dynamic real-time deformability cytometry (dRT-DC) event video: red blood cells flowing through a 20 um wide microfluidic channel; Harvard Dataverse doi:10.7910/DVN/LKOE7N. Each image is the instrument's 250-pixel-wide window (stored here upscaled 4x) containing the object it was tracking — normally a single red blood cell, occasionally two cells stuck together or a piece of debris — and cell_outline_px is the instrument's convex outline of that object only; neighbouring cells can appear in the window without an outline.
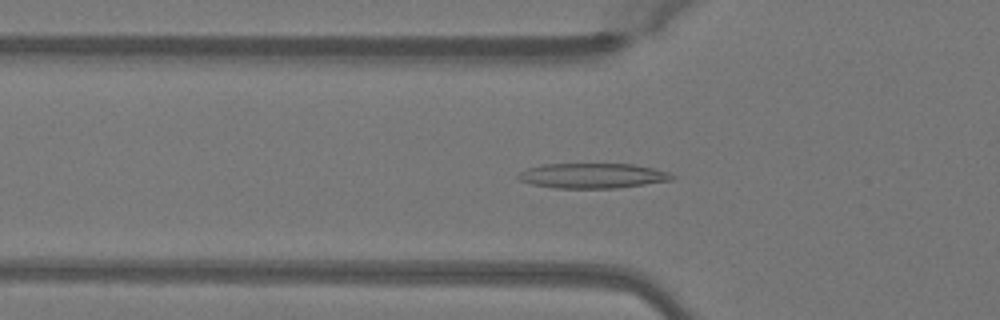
{"species": "Egyptian fruit bat (a non-hibernating species)", "species_latin": "Rousettus aegyptiacus", "temperature_condition": "warm", "stored_images_in_passage": 49, "camera_frame_rate_fps": 3000, "um_per_image_px": 0.085, "animal": {"sex": "female"}, "frame": {"image": 1, "passage_image": 16, "time_ms": 5.0, "image_size_px": [1000, 320], "cell_outline_px": [[676, 176], [672, 180], [616, 188], [556, 188], [532, 184], [520, 180], [516, 176], [520, 172], [528, 168], [540, 164], [632, 164], [656, 168], [668, 172]], "centroid_in_image_um": [50.38, 14.93], "position_along_channel_um": 75.4, "area_um2": 22.43}}
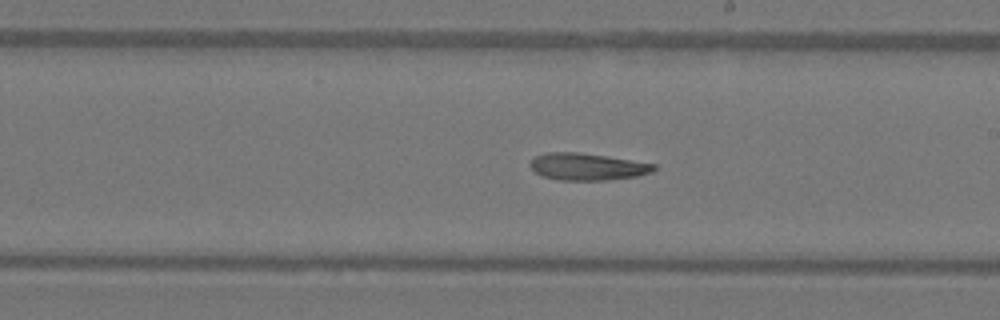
{"frame": {"image": 2, "passage_image": 28, "time_ms": 9.0, "image_size_px": [1000, 320], "cell_outline_px": [[660, 168], [652, 172], [636, 176], [608, 180], [560, 180], [544, 176], [536, 172], [528, 164], [532, 156], [544, 152], [576, 152], [604, 156], [656, 164]], "centroid_in_image_um": [49.9, 14.16], "position_along_channel_um": 239.1, "area_um2": 19.54}}
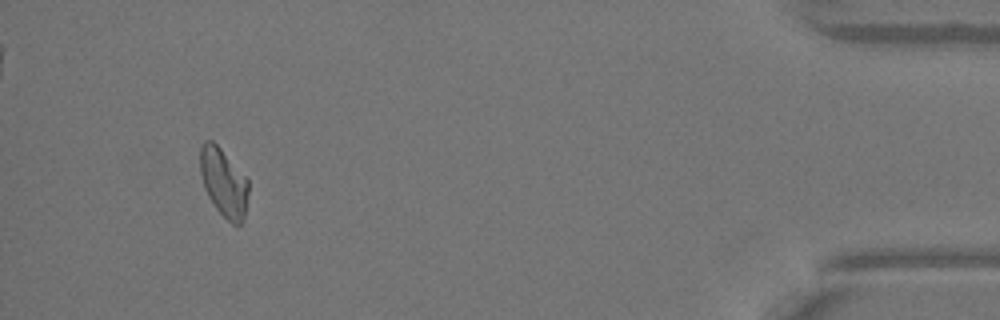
{"frame": {"image": 3, "passage_image": 46, "time_ms": 15.0, "image_size_px": [1000, 320], "cell_outline_px": [[248, 192], [244, 216], [240, 224], [232, 224], [216, 208], [208, 196], [204, 188], [200, 172], [200, 148], [204, 140], [212, 140], [220, 148], [248, 180]], "centroid_in_image_um": [18.99, 15.5], "position_along_channel_um": 416.2, "area_um2": 18.84}}